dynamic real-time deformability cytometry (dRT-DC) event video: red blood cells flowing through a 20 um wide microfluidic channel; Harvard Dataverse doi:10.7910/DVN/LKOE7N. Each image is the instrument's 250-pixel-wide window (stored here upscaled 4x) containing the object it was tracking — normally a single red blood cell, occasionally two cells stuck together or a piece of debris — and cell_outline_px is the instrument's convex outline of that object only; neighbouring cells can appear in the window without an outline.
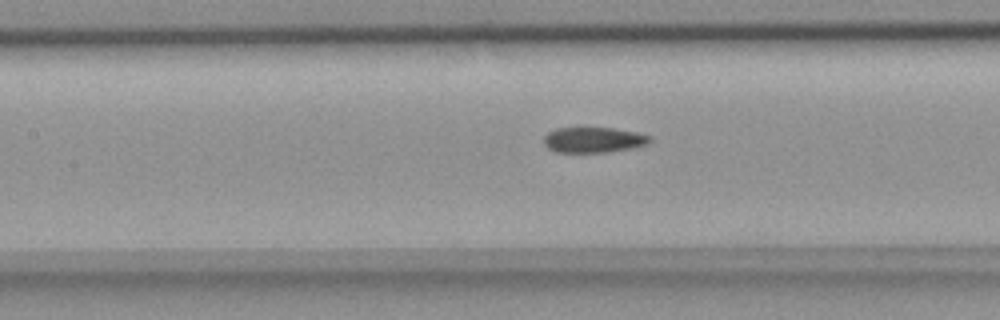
{"species": "common noctule bat (a hibernating species)", "species_latin": "Nyctalus noctula", "temperature_condition": "room temperature", "stored_images_in_passage": 39, "camera_frame_rate_fps": 3000, "um_per_image_px": 0.085, "animal": {"sex": "female", "body_mass_g": 18.4}, "frame": {"image": 1, "passage_image": 10, "time_ms": 3.0, "image_size_px": [1000, 320], "cell_outline_px": [[652, 140], [648, 144], [632, 148], [604, 152], [556, 152], [548, 148], [544, 144], [544, 136], [548, 132], [556, 128], [580, 124], [612, 128], [636, 132], [652, 136]], "centroid_in_image_um": [50.41, 11.83], "position_along_channel_um": 157.0, "area_um2": 16.53}}
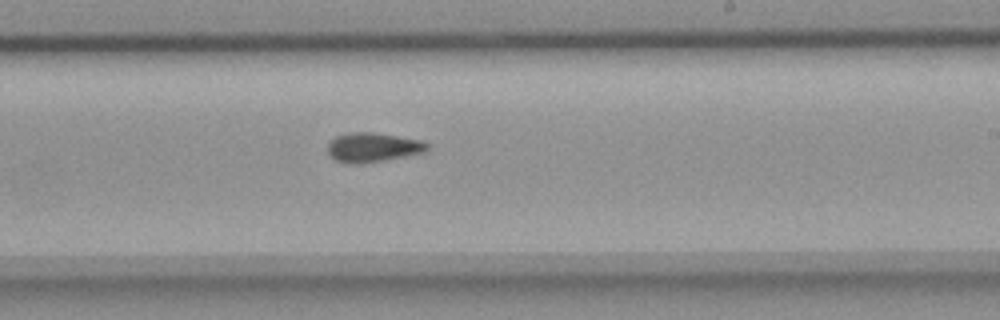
{"frame": {"image": 2, "passage_image": 18, "time_ms": 5.667, "image_size_px": [1000, 320], "cell_outline_px": [[432, 144], [424, 152], [364, 164], [344, 164], [332, 160], [328, 152], [328, 144], [336, 136], [352, 132], [372, 132], [420, 140]], "centroid_in_image_um": [31.66, 12.55], "position_along_channel_um": 257.3, "area_um2": 17.17}}
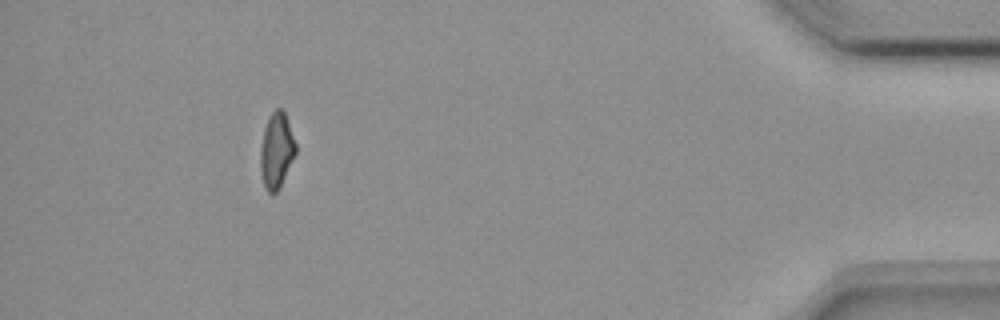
{"frame": {"image": 3, "passage_image": 35, "time_ms": 11.333, "image_size_px": [1000, 320], "cell_outline_px": [[296, 152], [280, 188], [276, 192], [268, 192], [264, 188], [260, 168], [260, 148], [264, 128], [268, 116], [276, 108], [280, 108], [284, 112], [296, 144]], "centroid_in_image_um": [23.48, 12.8], "position_along_channel_um": 411.7, "area_um2": 15.49}, "authors_computed_cell_mechanics": {"area_um2": 16.473, "velocity_mm_per_s": 3.7821, "shape_relaxation_time_tau1_ms": 8.4555, "shape_relaxation_time_tau2_ms": 4.8795, "deformation_change_tau1": 0.145, "deformation_change_tau2": 0.0996}}